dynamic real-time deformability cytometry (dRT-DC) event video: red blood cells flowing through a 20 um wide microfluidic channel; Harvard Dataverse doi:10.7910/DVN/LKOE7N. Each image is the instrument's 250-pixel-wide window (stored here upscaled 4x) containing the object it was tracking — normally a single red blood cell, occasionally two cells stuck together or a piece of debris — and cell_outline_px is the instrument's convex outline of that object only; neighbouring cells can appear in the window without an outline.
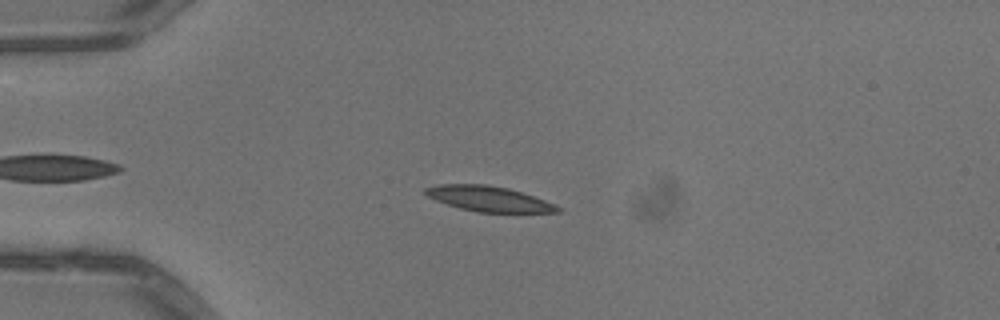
{"species": "common noctule bat (a hibernating species)", "species_latin": "Nyctalus noctula", "temperature_condition": "warm", "stored_images_in_passage": 40, "camera_frame_rate_fps": 3000, "um_per_image_px": 0.085, "animal": {"sex": "male", "body_mass_g": 13.3}, "frame": {"image": 1, "passage_image": 9, "time_ms": 2.667, "image_size_px": [1000, 320], "cell_outline_px": [[564, 212], [476, 212], [460, 208], [436, 200], [428, 196], [424, 192], [424, 188], [440, 184], [488, 184], [508, 188], [556, 204]], "centroid_in_image_um": [41.55, 16.89], "position_along_channel_um": 43.5, "area_um2": 19.31}}
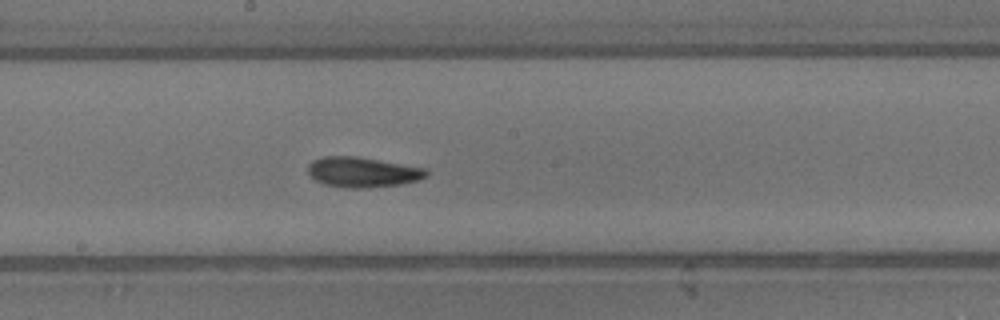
{"frame": {"image": 2, "passage_image": 24, "time_ms": 7.667, "image_size_px": [1000, 320], "cell_outline_px": [[428, 176], [416, 180], [400, 184], [364, 188], [348, 188], [324, 184], [316, 180], [308, 172], [308, 164], [312, 160], [324, 156], [356, 156], [428, 168]], "centroid_in_image_um": [30.83, 14.62], "position_along_channel_um": 217.4, "area_um2": 20.81}}
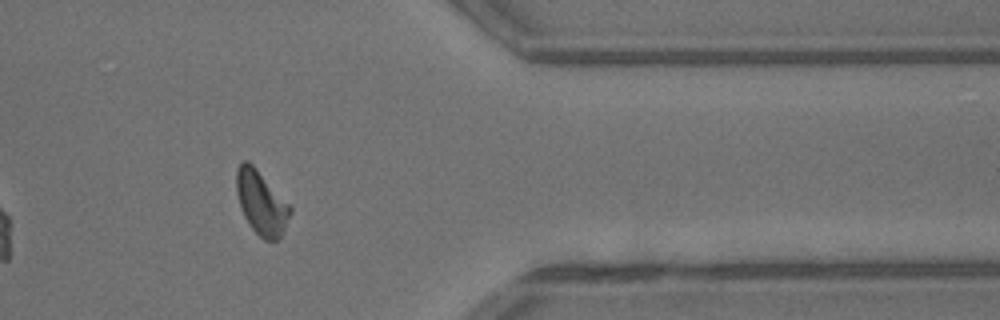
{"frame": {"image": 3, "passage_image": 38, "time_ms": 12.333, "image_size_px": [1000, 320], "cell_outline_px": [[292, 212], [280, 236], [276, 240], [264, 240], [252, 228], [244, 216], [236, 192], [236, 168], [244, 160], [248, 160], [256, 168], [292, 208]], "centroid_in_image_um": [22.19, 17.22], "position_along_channel_um": 389.2, "area_um2": 19.54}, "authors_computed_cell_mechanics": {"area_um2": 19.8543, "velocity_mm_per_s": 4.0502, "shape_relaxation_time_tau1_ms": 3.5335, "shape_relaxation_time_tau2_ms": 3.7258, "deformation_change_tau1": 0.13, "deformation_change_tau2": 0.1157}}